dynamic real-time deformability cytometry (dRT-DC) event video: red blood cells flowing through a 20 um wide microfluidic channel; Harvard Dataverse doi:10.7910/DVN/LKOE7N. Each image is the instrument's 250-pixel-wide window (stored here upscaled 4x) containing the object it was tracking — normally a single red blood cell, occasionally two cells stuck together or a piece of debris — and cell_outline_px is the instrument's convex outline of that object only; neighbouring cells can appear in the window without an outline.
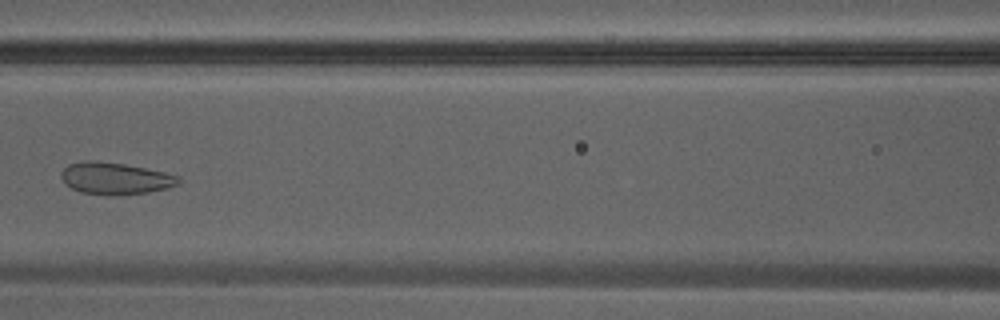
{"species": "Egyptian fruit bat (a non-hibernating species)", "species_latin": "Rousettus aegyptiacus", "temperature_condition": "warm", "stored_images_in_passage": 42, "camera_frame_rate_fps": 3000, "um_per_image_px": 0.085, "animal": {"sex": "male"}, "frame": {"image": 1, "passage_image": 19, "time_ms": 6.0, "image_size_px": [1000, 320], "cell_outline_px": [[180, 180], [176, 184], [168, 188], [148, 192], [112, 196], [108, 196], [80, 192], [72, 188], [60, 176], [60, 172], [68, 164], [88, 160], [96, 160], [124, 164], [164, 172], [180, 176]], "centroid_in_image_um": [9.78, 15.17], "position_along_channel_um": 156.8, "area_um2": 21.79}}
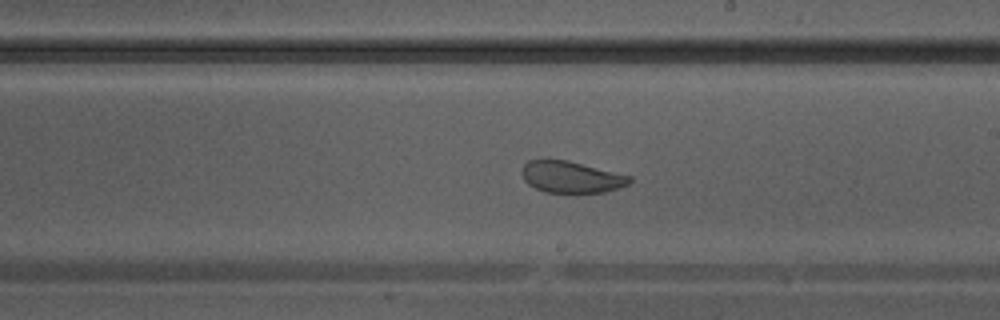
{"frame": {"image": 2, "passage_image": 24, "time_ms": 7.667, "image_size_px": [1000, 320], "cell_outline_px": [[632, 180], [628, 184], [604, 192], [544, 192], [528, 184], [524, 180], [520, 172], [524, 164], [528, 160], [548, 156], [568, 160], [632, 176]], "centroid_in_image_um": [48.47, 14.99], "position_along_channel_um": 240.5, "area_um2": 20.29}}
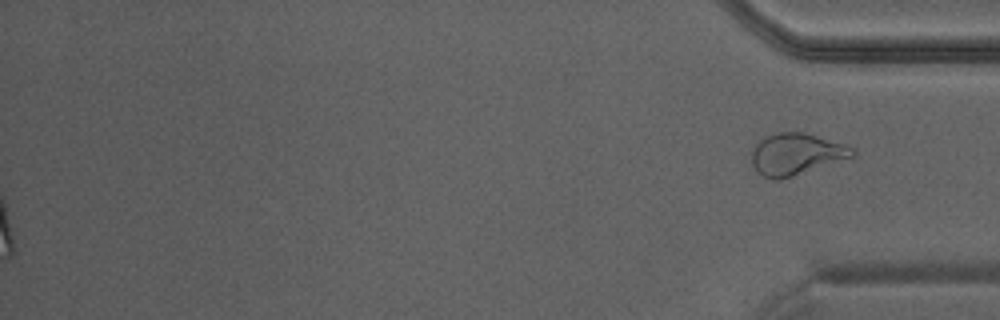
{"frame": {"image": 3, "passage_image": 42, "time_ms": 13.667, "image_size_px": [1000, 320], "cell_outline_px": [[856, 156], [792, 176], [776, 180], [772, 180], [756, 172], [752, 164], [752, 148], [764, 136], [776, 132], [804, 132], [848, 144], [856, 148]], "centroid_in_image_um": [67.7, 13.08], "position_along_channel_um": 367.5, "area_um2": 24.8}}